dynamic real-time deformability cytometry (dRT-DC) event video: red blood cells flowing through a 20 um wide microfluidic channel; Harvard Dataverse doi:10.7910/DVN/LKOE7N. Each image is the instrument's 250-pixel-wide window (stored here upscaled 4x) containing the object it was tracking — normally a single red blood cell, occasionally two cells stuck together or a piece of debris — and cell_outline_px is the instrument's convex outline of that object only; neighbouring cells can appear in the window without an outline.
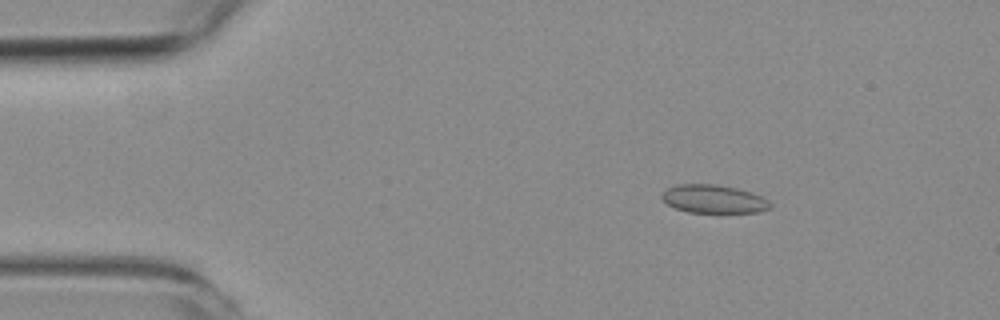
{"species": "common noctule bat (a hibernating species)", "species_latin": "Nyctalus noctula", "temperature_condition": "room temperature", "stored_images_in_passage": 5, "camera_frame_rate_fps": 3000, "um_per_image_px": 0.085, "animal": {"sex": "female", "body_mass_g": 19.3, "forearm_length_mm": 54.1}, "frame": {"image": 1, "passage_image": 3, "time_ms": 2.333, "image_size_px": [1000, 320], "cell_outline_px": [[772, 208], [756, 212], [688, 212], [676, 208], [668, 204], [660, 196], [668, 188], [676, 184], [716, 184], [736, 188], [752, 192], [768, 200], [772, 204]], "centroid_in_image_um": [60.68, 16.91], "position_along_channel_um": 24.3, "area_um2": 17.74}}